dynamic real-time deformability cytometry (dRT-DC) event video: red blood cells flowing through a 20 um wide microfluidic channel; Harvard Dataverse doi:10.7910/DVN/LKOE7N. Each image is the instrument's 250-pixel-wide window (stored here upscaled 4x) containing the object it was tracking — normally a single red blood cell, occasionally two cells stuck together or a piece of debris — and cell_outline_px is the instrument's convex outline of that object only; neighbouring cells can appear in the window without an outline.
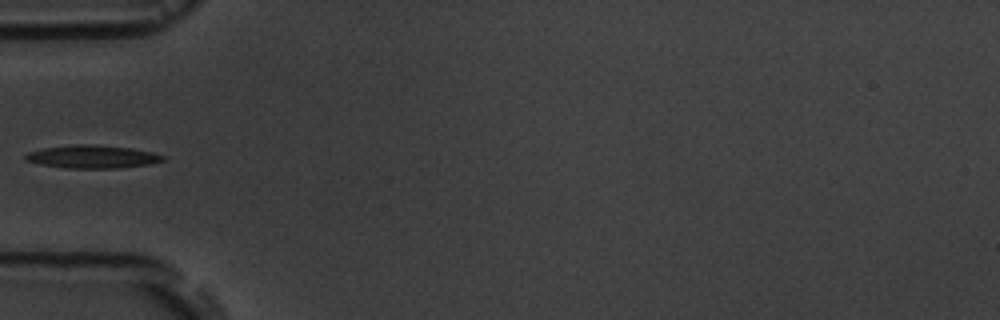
{"species": "common noctule bat (a hibernating species)", "species_latin": "Nyctalus noctula", "temperature_condition": "room temperature", "stored_images_in_passage": 6, "camera_frame_rate_fps": 3000, "um_per_image_px": 0.085, "animal": {"sex": "male", "body_mass_g": 19.5, "forearm_length_mm": 54.6}, "frame": {"image": 1, "passage_image": 5, "time_ms": 4.667, "image_size_px": [1000, 320], "cell_outline_px": [[164, 160], [148, 164], [116, 168], [64, 168], [40, 164], [24, 160], [24, 156], [28, 152], [44, 148], [76, 144], [96, 144], [132, 148], [152, 152], [164, 156]], "centroid_in_image_um": [7.82, 13.31], "position_along_channel_um": 77.2, "area_um2": 18.38}}
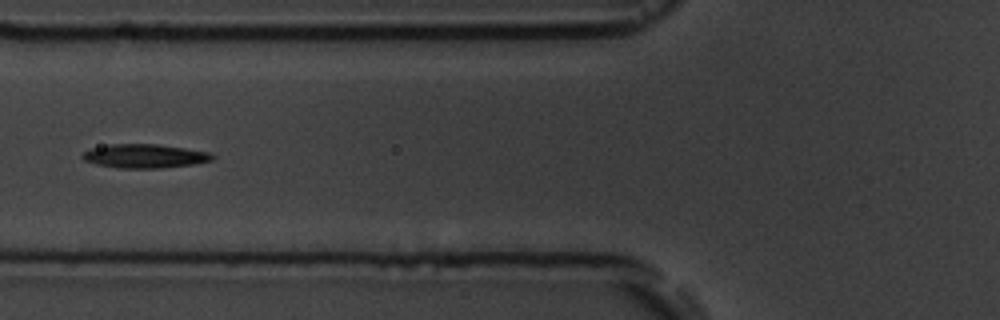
{"frame": {"image": 2, "passage_image": 6, "time_ms": 5.667, "image_size_px": [1000, 320], "cell_outline_px": [[216, 156], [212, 160], [192, 164], [160, 168], [116, 168], [96, 164], [84, 160], [80, 156], [84, 152], [92, 148], [108, 144], [156, 144], [184, 148], [208, 152]], "centroid_in_image_um": [12.26, 13.26], "position_along_channel_um": 113.5, "area_um2": 17.98}}